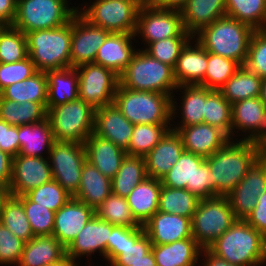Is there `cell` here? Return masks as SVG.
Masks as SVG:
<instances>
[{"instance_id": "f6af8a7d", "label": "cell", "mask_w": 266, "mask_h": 266, "mask_svg": "<svg viewBox=\"0 0 266 266\" xmlns=\"http://www.w3.org/2000/svg\"><path fill=\"white\" fill-rule=\"evenodd\" d=\"M226 16L258 31L266 18V0H226Z\"/></svg>"}, {"instance_id": "7a4b0ae2", "label": "cell", "mask_w": 266, "mask_h": 266, "mask_svg": "<svg viewBox=\"0 0 266 266\" xmlns=\"http://www.w3.org/2000/svg\"><path fill=\"white\" fill-rule=\"evenodd\" d=\"M254 32L249 25L224 16L202 29L193 38L207 52L230 58L243 66L248 58L249 43Z\"/></svg>"}, {"instance_id": "b9f144b4", "label": "cell", "mask_w": 266, "mask_h": 266, "mask_svg": "<svg viewBox=\"0 0 266 266\" xmlns=\"http://www.w3.org/2000/svg\"><path fill=\"white\" fill-rule=\"evenodd\" d=\"M171 127V124H135L126 154L146 156L172 129Z\"/></svg>"}, {"instance_id": "ac0fdd59", "label": "cell", "mask_w": 266, "mask_h": 266, "mask_svg": "<svg viewBox=\"0 0 266 266\" xmlns=\"http://www.w3.org/2000/svg\"><path fill=\"white\" fill-rule=\"evenodd\" d=\"M114 227L94 214L66 248V256L77 261L82 256L88 258L99 252V255L108 261V240Z\"/></svg>"}, {"instance_id": "6125c7cd", "label": "cell", "mask_w": 266, "mask_h": 266, "mask_svg": "<svg viewBox=\"0 0 266 266\" xmlns=\"http://www.w3.org/2000/svg\"><path fill=\"white\" fill-rule=\"evenodd\" d=\"M201 254H203V255H200L202 258L205 257V259L204 258L202 259L204 260L203 261L204 263L202 262L203 266H239V265L231 264L225 259L215 255L208 248L202 249Z\"/></svg>"}, {"instance_id": "753ad0ef", "label": "cell", "mask_w": 266, "mask_h": 266, "mask_svg": "<svg viewBox=\"0 0 266 266\" xmlns=\"http://www.w3.org/2000/svg\"><path fill=\"white\" fill-rule=\"evenodd\" d=\"M263 245L266 251V232L263 234Z\"/></svg>"}, {"instance_id": "bcb514c9", "label": "cell", "mask_w": 266, "mask_h": 266, "mask_svg": "<svg viewBox=\"0 0 266 266\" xmlns=\"http://www.w3.org/2000/svg\"><path fill=\"white\" fill-rule=\"evenodd\" d=\"M239 67L240 65L230 58L207 52V69L203 87L219 90Z\"/></svg>"}, {"instance_id": "7c38bea8", "label": "cell", "mask_w": 266, "mask_h": 266, "mask_svg": "<svg viewBox=\"0 0 266 266\" xmlns=\"http://www.w3.org/2000/svg\"><path fill=\"white\" fill-rule=\"evenodd\" d=\"M48 160L53 179L73 196L78 191L83 164L87 160L85 144L55 140Z\"/></svg>"}, {"instance_id": "ee69618b", "label": "cell", "mask_w": 266, "mask_h": 266, "mask_svg": "<svg viewBox=\"0 0 266 266\" xmlns=\"http://www.w3.org/2000/svg\"><path fill=\"white\" fill-rule=\"evenodd\" d=\"M95 214L114 226L142 227L133 217L127 199L111 193L96 209Z\"/></svg>"}, {"instance_id": "ba28073f", "label": "cell", "mask_w": 266, "mask_h": 266, "mask_svg": "<svg viewBox=\"0 0 266 266\" xmlns=\"http://www.w3.org/2000/svg\"><path fill=\"white\" fill-rule=\"evenodd\" d=\"M68 2V0H17L16 17L12 26L24 34L61 27L70 22L78 12V7H69L71 3Z\"/></svg>"}, {"instance_id": "7402d4cb", "label": "cell", "mask_w": 266, "mask_h": 266, "mask_svg": "<svg viewBox=\"0 0 266 266\" xmlns=\"http://www.w3.org/2000/svg\"><path fill=\"white\" fill-rule=\"evenodd\" d=\"M143 227L152 245L193 238L191 219L175 214L157 211Z\"/></svg>"}, {"instance_id": "836d02e7", "label": "cell", "mask_w": 266, "mask_h": 266, "mask_svg": "<svg viewBox=\"0 0 266 266\" xmlns=\"http://www.w3.org/2000/svg\"><path fill=\"white\" fill-rule=\"evenodd\" d=\"M19 154L32 157H48L54 136L49 120L18 126ZM46 149V150H45ZM43 150L47 154H43ZM46 155V156H43Z\"/></svg>"}, {"instance_id": "603a6c76", "label": "cell", "mask_w": 266, "mask_h": 266, "mask_svg": "<svg viewBox=\"0 0 266 266\" xmlns=\"http://www.w3.org/2000/svg\"><path fill=\"white\" fill-rule=\"evenodd\" d=\"M134 125L114 105L95 110L94 134L127 151Z\"/></svg>"}, {"instance_id": "8c879c8a", "label": "cell", "mask_w": 266, "mask_h": 266, "mask_svg": "<svg viewBox=\"0 0 266 266\" xmlns=\"http://www.w3.org/2000/svg\"><path fill=\"white\" fill-rule=\"evenodd\" d=\"M258 31L266 37V18L263 22L262 27Z\"/></svg>"}, {"instance_id": "d590c367", "label": "cell", "mask_w": 266, "mask_h": 266, "mask_svg": "<svg viewBox=\"0 0 266 266\" xmlns=\"http://www.w3.org/2000/svg\"><path fill=\"white\" fill-rule=\"evenodd\" d=\"M262 81V78L243 65L236 70L219 91L230 104H233L240 100L260 97Z\"/></svg>"}, {"instance_id": "f546056e", "label": "cell", "mask_w": 266, "mask_h": 266, "mask_svg": "<svg viewBox=\"0 0 266 266\" xmlns=\"http://www.w3.org/2000/svg\"><path fill=\"white\" fill-rule=\"evenodd\" d=\"M66 257V248L54 236H36L25 242L17 266H47Z\"/></svg>"}, {"instance_id": "1f68e13d", "label": "cell", "mask_w": 266, "mask_h": 266, "mask_svg": "<svg viewBox=\"0 0 266 266\" xmlns=\"http://www.w3.org/2000/svg\"><path fill=\"white\" fill-rule=\"evenodd\" d=\"M161 180L147 177L126 197L133 217L143 226L157 211Z\"/></svg>"}, {"instance_id": "4dcf8cb0", "label": "cell", "mask_w": 266, "mask_h": 266, "mask_svg": "<svg viewBox=\"0 0 266 266\" xmlns=\"http://www.w3.org/2000/svg\"><path fill=\"white\" fill-rule=\"evenodd\" d=\"M176 89H180L179 91L181 92L182 96L180 97L181 100L179 101L182 102H180V106L177 105V98L174 99V93L171 98V121H173V118L175 119V117L180 118L179 116H177L179 110L181 111L180 113L182 116L180 122L181 125L179 123L174 125V127H187L190 125L203 123V113L206 101V87L199 85L178 86Z\"/></svg>"}, {"instance_id": "74e56055", "label": "cell", "mask_w": 266, "mask_h": 266, "mask_svg": "<svg viewBox=\"0 0 266 266\" xmlns=\"http://www.w3.org/2000/svg\"><path fill=\"white\" fill-rule=\"evenodd\" d=\"M48 80L46 72L37 71L31 77L4 88L0 95L18 104L32 101L47 103Z\"/></svg>"}, {"instance_id": "9a60e30c", "label": "cell", "mask_w": 266, "mask_h": 266, "mask_svg": "<svg viewBox=\"0 0 266 266\" xmlns=\"http://www.w3.org/2000/svg\"><path fill=\"white\" fill-rule=\"evenodd\" d=\"M266 191V160L260 156L248 168L244 178L227 195L237 219L245 220L258 203V196Z\"/></svg>"}, {"instance_id": "d4e9b609", "label": "cell", "mask_w": 266, "mask_h": 266, "mask_svg": "<svg viewBox=\"0 0 266 266\" xmlns=\"http://www.w3.org/2000/svg\"><path fill=\"white\" fill-rule=\"evenodd\" d=\"M185 151L181 136L170 130L161 141L146 155L147 176L161 180L179 160Z\"/></svg>"}, {"instance_id": "003e7915", "label": "cell", "mask_w": 266, "mask_h": 266, "mask_svg": "<svg viewBox=\"0 0 266 266\" xmlns=\"http://www.w3.org/2000/svg\"><path fill=\"white\" fill-rule=\"evenodd\" d=\"M129 1L134 3L139 8L154 6L156 3V0H129Z\"/></svg>"}, {"instance_id": "681fc988", "label": "cell", "mask_w": 266, "mask_h": 266, "mask_svg": "<svg viewBox=\"0 0 266 266\" xmlns=\"http://www.w3.org/2000/svg\"><path fill=\"white\" fill-rule=\"evenodd\" d=\"M17 198L23 203L34 237L52 236L55 212L32 202L26 195Z\"/></svg>"}, {"instance_id": "277c9868", "label": "cell", "mask_w": 266, "mask_h": 266, "mask_svg": "<svg viewBox=\"0 0 266 266\" xmlns=\"http://www.w3.org/2000/svg\"><path fill=\"white\" fill-rule=\"evenodd\" d=\"M72 19L61 27L35 30L26 34L28 56L37 71L71 67Z\"/></svg>"}, {"instance_id": "7bdbcfd3", "label": "cell", "mask_w": 266, "mask_h": 266, "mask_svg": "<svg viewBox=\"0 0 266 266\" xmlns=\"http://www.w3.org/2000/svg\"><path fill=\"white\" fill-rule=\"evenodd\" d=\"M0 222L24 242L34 237L23 203L17 197L8 195L3 201Z\"/></svg>"}, {"instance_id": "4316f807", "label": "cell", "mask_w": 266, "mask_h": 266, "mask_svg": "<svg viewBox=\"0 0 266 266\" xmlns=\"http://www.w3.org/2000/svg\"><path fill=\"white\" fill-rule=\"evenodd\" d=\"M87 161L104 176L112 179L118 172L126 151L92 133L85 141Z\"/></svg>"}, {"instance_id": "6f0895ef", "label": "cell", "mask_w": 266, "mask_h": 266, "mask_svg": "<svg viewBox=\"0 0 266 266\" xmlns=\"http://www.w3.org/2000/svg\"><path fill=\"white\" fill-rule=\"evenodd\" d=\"M135 228L126 226H115L110 234L108 240V264H110L120 253L125 249L126 237Z\"/></svg>"}, {"instance_id": "7dc6e473", "label": "cell", "mask_w": 266, "mask_h": 266, "mask_svg": "<svg viewBox=\"0 0 266 266\" xmlns=\"http://www.w3.org/2000/svg\"><path fill=\"white\" fill-rule=\"evenodd\" d=\"M28 57L26 34L7 26L0 34V63L19 62Z\"/></svg>"}, {"instance_id": "680465c9", "label": "cell", "mask_w": 266, "mask_h": 266, "mask_svg": "<svg viewBox=\"0 0 266 266\" xmlns=\"http://www.w3.org/2000/svg\"><path fill=\"white\" fill-rule=\"evenodd\" d=\"M245 221L262 235L266 232V191L258 196V203Z\"/></svg>"}, {"instance_id": "4fadbf2b", "label": "cell", "mask_w": 266, "mask_h": 266, "mask_svg": "<svg viewBox=\"0 0 266 266\" xmlns=\"http://www.w3.org/2000/svg\"><path fill=\"white\" fill-rule=\"evenodd\" d=\"M79 76V99L95 110L113 104L119 85V76L109 68L96 63L76 67Z\"/></svg>"}, {"instance_id": "5bb4252c", "label": "cell", "mask_w": 266, "mask_h": 266, "mask_svg": "<svg viewBox=\"0 0 266 266\" xmlns=\"http://www.w3.org/2000/svg\"><path fill=\"white\" fill-rule=\"evenodd\" d=\"M134 35L142 36L145 47L169 37H191L184 29L180 11L166 10L156 5L139 9Z\"/></svg>"}, {"instance_id": "91938a15", "label": "cell", "mask_w": 266, "mask_h": 266, "mask_svg": "<svg viewBox=\"0 0 266 266\" xmlns=\"http://www.w3.org/2000/svg\"><path fill=\"white\" fill-rule=\"evenodd\" d=\"M12 156L0 149V186L9 188L12 176Z\"/></svg>"}, {"instance_id": "03108f58", "label": "cell", "mask_w": 266, "mask_h": 266, "mask_svg": "<svg viewBox=\"0 0 266 266\" xmlns=\"http://www.w3.org/2000/svg\"><path fill=\"white\" fill-rule=\"evenodd\" d=\"M78 265L79 264L76 261H74L71 258L66 256L65 258H63L58 263L47 265V266H78Z\"/></svg>"}, {"instance_id": "5b68a950", "label": "cell", "mask_w": 266, "mask_h": 266, "mask_svg": "<svg viewBox=\"0 0 266 266\" xmlns=\"http://www.w3.org/2000/svg\"><path fill=\"white\" fill-rule=\"evenodd\" d=\"M119 85L132 90L163 93L171 98L178 87L173 67L151 57L142 48L136 49L128 66L119 75Z\"/></svg>"}, {"instance_id": "34e18365", "label": "cell", "mask_w": 266, "mask_h": 266, "mask_svg": "<svg viewBox=\"0 0 266 266\" xmlns=\"http://www.w3.org/2000/svg\"><path fill=\"white\" fill-rule=\"evenodd\" d=\"M7 27V25L0 23V34Z\"/></svg>"}, {"instance_id": "f1b7e54d", "label": "cell", "mask_w": 266, "mask_h": 266, "mask_svg": "<svg viewBox=\"0 0 266 266\" xmlns=\"http://www.w3.org/2000/svg\"><path fill=\"white\" fill-rule=\"evenodd\" d=\"M157 266H196L202 248L194 238L181 239L169 244L152 245Z\"/></svg>"}, {"instance_id": "9c48e42d", "label": "cell", "mask_w": 266, "mask_h": 266, "mask_svg": "<svg viewBox=\"0 0 266 266\" xmlns=\"http://www.w3.org/2000/svg\"><path fill=\"white\" fill-rule=\"evenodd\" d=\"M236 221L227 196L200 199L191 219L192 237L202 249L208 248Z\"/></svg>"}, {"instance_id": "e0dca14e", "label": "cell", "mask_w": 266, "mask_h": 266, "mask_svg": "<svg viewBox=\"0 0 266 266\" xmlns=\"http://www.w3.org/2000/svg\"><path fill=\"white\" fill-rule=\"evenodd\" d=\"M53 179L48 157L18 154L12 158V176L9 195L22 196Z\"/></svg>"}, {"instance_id": "60d3db41", "label": "cell", "mask_w": 266, "mask_h": 266, "mask_svg": "<svg viewBox=\"0 0 266 266\" xmlns=\"http://www.w3.org/2000/svg\"><path fill=\"white\" fill-rule=\"evenodd\" d=\"M200 199L187 189L163 186L160 190L158 211L192 219Z\"/></svg>"}, {"instance_id": "8fae6325", "label": "cell", "mask_w": 266, "mask_h": 266, "mask_svg": "<svg viewBox=\"0 0 266 266\" xmlns=\"http://www.w3.org/2000/svg\"><path fill=\"white\" fill-rule=\"evenodd\" d=\"M78 12L91 24L111 33H135L139 7L129 0H94Z\"/></svg>"}, {"instance_id": "9f6ffc18", "label": "cell", "mask_w": 266, "mask_h": 266, "mask_svg": "<svg viewBox=\"0 0 266 266\" xmlns=\"http://www.w3.org/2000/svg\"><path fill=\"white\" fill-rule=\"evenodd\" d=\"M0 149L12 157L19 154L18 126H12L0 120Z\"/></svg>"}, {"instance_id": "484cf974", "label": "cell", "mask_w": 266, "mask_h": 266, "mask_svg": "<svg viewBox=\"0 0 266 266\" xmlns=\"http://www.w3.org/2000/svg\"><path fill=\"white\" fill-rule=\"evenodd\" d=\"M135 38L134 33H111L98 49L94 63L111 69L119 76L136 51L132 45Z\"/></svg>"}, {"instance_id": "2e32d148", "label": "cell", "mask_w": 266, "mask_h": 266, "mask_svg": "<svg viewBox=\"0 0 266 266\" xmlns=\"http://www.w3.org/2000/svg\"><path fill=\"white\" fill-rule=\"evenodd\" d=\"M111 32L91 24L79 12L72 18L71 67L94 63L98 49Z\"/></svg>"}, {"instance_id": "e575fe53", "label": "cell", "mask_w": 266, "mask_h": 266, "mask_svg": "<svg viewBox=\"0 0 266 266\" xmlns=\"http://www.w3.org/2000/svg\"><path fill=\"white\" fill-rule=\"evenodd\" d=\"M47 107L58 106L79 98V76L76 68L46 71Z\"/></svg>"}, {"instance_id": "11a10c76", "label": "cell", "mask_w": 266, "mask_h": 266, "mask_svg": "<svg viewBox=\"0 0 266 266\" xmlns=\"http://www.w3.org/2000/svg\"><path fill=\"white\" fill-rule=\"evenodd\" d=\"M245 66L260 78H266V37L259 31L252 34Z\"/></svg>"}, {"instance_id": "cb8c5ba5", "label": "cell", "mask_w": 266, "mask_h": 266, "mask_svg": "<svg viewBox=\"0 0 266 266\" xmlns=\"http://www.w3.org/2000/svg\"><path fill=\"white\" fill-rule=\"evenodd\" d=\"M173 69L178 86L199 85L203 87V79L207 69V51L196 39H190L181 49Z\"/></svg>"}, {"instance_id": "ab89813d", "label": "cell", "mask_w": 266, "mask_h": 266, "mask_svg": "<svg viewBox=\"0 0 266 266\" xmlns=\"http://www.w3.org/2000/svg\"><path fill=\"white\" fill-rule=\"evenodd\" d=\"M203 123L219 128L231 140L232 104L223 97L219 90L206 88Z\"/></svg>"}, {"instance_id": "c3c4849f", "label": "cell", "mask_w": 266, "mask_h": 266, "mask_svg": "<svg viewBox=\"0 0 266 266\" xmlns=\"http://www.w3.org/2000/svg\"><path fill=\"white\" fill-rule=\"evenodd\" d=\"M32 202H35L42 207H46L51 211H58L71 198L69 194L58 182L54 179L44 183L43 185L34 188L25 194Z\"/></svg>"}, {"instance_id": "d6986e66", "label": "cell", "mask_w": 266, "mask_h": 266, "mask_svg": "<svg viewBox=\"0 0 266 266\" xmlns=\"http://www.w3.org/2000/svg\"><path fill=\"white\" fill-rule=\"evenodd\" d=\"M238 132L245 136L240 140H253L258 142L266 134V106L260 97L237 101L232 104V133L231 140ZM235 132V133H234ZM234 134V135H233Z\"/></svg>"}, {"instance_id": "f35d334b", "label": "cell", "mask_w": 266, "mask_h": 266, "mask_svg": "<svg viewBox=\"0 0 266 266\" xmlns=\"http://www.w3.org/2000/svg\"><path fill=\"white\" fill-rule=\"evenodd\" d=\"M147 177L145 158L126 155L117 174L111 179L112 193L126 198Z\"/></svg>"}, {"instance_id": "30bf717a", "label": "cell", "mask_w": 266, "mask_h": 266, "mask_svg": "<svg viewBox=\"0 0 266 266\" xmlns=\"http://www.w3.org/2000/svg\"><path fill=\"white\" fill-rule=\"evenodd\" d=\"M205 158L184 151L161 179L163 186L187 189L199 199L213 198V180Z\"/></svg>"}, {"instance_id": "2644e50d", "label": "cell", "mask_w": 266, "mask_h": 266, "mask_svg": "<svg viewBox=\"0 0 266 266\" xmlns=\"http://www.w3.org/2000/svg\"><path fill=\"white\" fill-rule=\"evenodd\" d=\"M260 99L266 106V78H264L262 81Z\"/></svg>"}, {"instance_id": "e7e4bbea", "label": "cell", "mask_w": 266, "mask_h": 266, "mask_svg": "<svg viewBox=\"0 0 266 266\" xmlns=\"http://www.w3.org/2000/svg\"><path fill=\"white\" fill-rule=\"evenodd\" d=\"M189 0H156L155 5L159 8L173 11H182Z\"/></svg>"}, {"instance_id": "44dd1931", "label": "cell", "mask_w": 266, "mask_h": 266, "mask_svg": "<svg viewBox=\"0 0 266 266\" xmlns=\"http://www.w3.org/2000/svg\"><path fill=\"white\" fill-rule=\"evenodd\" d=\"M182 139L185 151L207 158L230 139L219 128L201 123L187 127H171Z\"/></svg>"}, {"instance_id": "52a82bcc", "label": "cell", "mask_w": 266, "mask_h": 266, "mask_svg": "<svg viewBox=\"0 0 266 266\" xmlns=\"http://www.w3.org/2000/svg\"><path fill=\"white\" fill-rule=\"evenodd\" d=\"M54 139L84 144L94 133L95 109L82 99H76L54 107H47Z\"/></svg>"}, {"instance_id": "8d00e7d4", "label": "cell", "mask_w": 266, "mask_h": 266, "mask_svg": "<svg viewBox=\"0 0 266 266\" xmlns=\"http://www.w3.org/2000/svg\"><path fill=\"white\" fill-rule=\"evenodd\" d=\"M47 118V103L27 101L18 104L0 95V120L12 126L42 122Z\"/></svg>"}, {"instance_id": "db71d44e", "label": "cell", "mask_w": 266, "mask_h": 266, "mask_svg": "<svg viewBox=\"0 0 266 266\" xmlns=\"http://www.w3.org/2000/svg\"><path fill=\"white\" fill-rule=\"evenodd\" d=\"M25 242L0 222V265H18Z\"/></svg>"}, {"instance_id": "3957f363", "label": "cell", "mask_w": 266, "mask_h": 266, "mask_svg": "<svg viewBox=\"0 0 266 266\" xmlns=\"http://www.w3.org/2000/svg\"><path fill=\"white\" fill-rule=\"evenodd\" d=\"M208 249L231 264L266 265L263 235L242 219H237Z\"/></svg>"}, {"instance_id": "ffe728a7", "label": "cell", "mask_w": 266, "mask_h": 266, "mask_svg": "<svg viewBox=\"0 0 266 266\" xmlns=\"http://www.w3.org/2000/svg\"><path fill=\"white\" fill-rule=\"evenodd\" d=\"M94 214L92 207L72 197L55 212L52 236L67 248Z\"/></svg>"}, {"instance_id": "d6a6232c", "label": "cell", "mask_w": 266, "mask_h": 266, "mask_svg": "<svg viewBox=\"0 0 266 266\" xmlns=\"http://www.w3.org/2000/svg\"><path fill=\"white\" fill-rule=\"evenodd\" d=\"M111 193V179L86 160L81 171L78 191L72 197L95 210Z\"/></svg>"}, {"instance_id": "94428289", "label": "cell", "mask_w": 266, "mask_h": 266, "mask_svg": "<svg viewBox=\"0 0 266 266\" xmlns=\"http://www.w3.org/2000/svg\"><path fill=\"white\" fill-rule=\"evenodd\" d=\"M17 10V0H0V23L12 26Z\"/></svg>"}, {"instance_id": "816d5d0a", "label": "cell", "mask_w": 266, "mask_h": 266, "mask_svg": "<svg viewBox=\"0 0 266 266\" xmlns=\"http://www.w3.org/2000/svg\"><path fill=\"white\" fill-rule=\"evenodd\" d=\"M152 242L144 227L135 228L126 237V246L113 261H137L151 251Z\"/></svg>"}, {"instance_id": "f907efd6", "label": "cell", "mask_w": 266, "mask_h": 266, "mask_svg": "<svg viewBox=\"0 0 266 266\" xmlns=\"http://www.w3.org/2000/svg\"><path fill=\"white\" fill-rule=\"evenodd\" d=\"M192 37H169L155 41L144 49L151 57L175 67L181 49Z\"/></svg>"}, {"instance_id": "a7ac6f4b", "label": "cell", "mask_w": 266, "mask_h": 266, "mask_svg": "<svg viewBox=\"0 0 266 266\" xmlns=\"http://www.w3.org/2000/svg\"><path fill=\"white\" fill-rule=\"evenodd\" d=\"M260 157L266 160V134L258 141Z\"/></svg>"}, {"instance_id": "83f0119b", "label": "cell", "mask_w": 266, "mask_h": 266, "mask_svg": "<svg viewBox=\"0 0 266 266\" xmlns=\"http://www.w3.org/2000/svg\"><path fill=\"white\" fill-rule=\"evenodd\" d=\"M181 14L185 31L193 38L215 20L226 16V0H189Z\"/></svg>"}, {"instance_id": "be15d7a7", "label": "cell", "mask_w": 266, "mask_h": 266, "mask_svg": "<svg viewBox=\"0 0 266 266\" xmlns=\"http://www.w3.org/2000/svg\"><path fill=\"white\" fill-rule=\"evenodd\" d=\"M110 266H157L152 250L137 261H112Z\"/></svg>"}, {"instance_id": "6da1fadb", "label": "cell", "mask_w": 266, "mask_h": 266, "mask_svg": "<svg viewBox=\"0 0 266 266\" xmlns=\"http://www.w3.org/2000/svg\"><path fill=\"white\" fill-rule=\"evenodd\" d=\"M259 156L258 142L236 139L205 158L213 180V196H227Z\"/></svg>"}, {"instance_id": "8992f818", "label": "cell", "mask_w": 266, "mask_h": 266, "mask_svg": "<svg viewBox=\"0 0 266 266\" xmlns=\"http://www.w3.org/2000/svg\"><path fill=\"white\" fill-rule=\"evenodd\" d=\"M113 104L133 124H171V97L118 85Z\"/></svg>"}, {"instance_id": "89a4df30", "label": "cell", "mask_w": 266, "mask_h": 266, "mask_svg": "<svg viewBox=\"0 0 266 266\" xmlns=\"http://www.w3.org/2000/svg\"><path fill=\"white\" fill-rule=\"evenodd\" d=\"M9 191L7 188L0 186V212L3 201L8 197Z\"/></svg>"}, {"instance_id": "f5cc1de1", "label": "cell", "mask_w": 266, "mask_h": 266, "mask_svg": "<svg viewBox=\"0 0 266 266\" xmlns=\"http://www.w3.org/2000/svg\"><path fill=\"white\" fill-rule=\"evenodd\" d=\"M37 72L30 57L14 63H0V92L9 85L23 81Z\"/></svg>"}]
</instances>
